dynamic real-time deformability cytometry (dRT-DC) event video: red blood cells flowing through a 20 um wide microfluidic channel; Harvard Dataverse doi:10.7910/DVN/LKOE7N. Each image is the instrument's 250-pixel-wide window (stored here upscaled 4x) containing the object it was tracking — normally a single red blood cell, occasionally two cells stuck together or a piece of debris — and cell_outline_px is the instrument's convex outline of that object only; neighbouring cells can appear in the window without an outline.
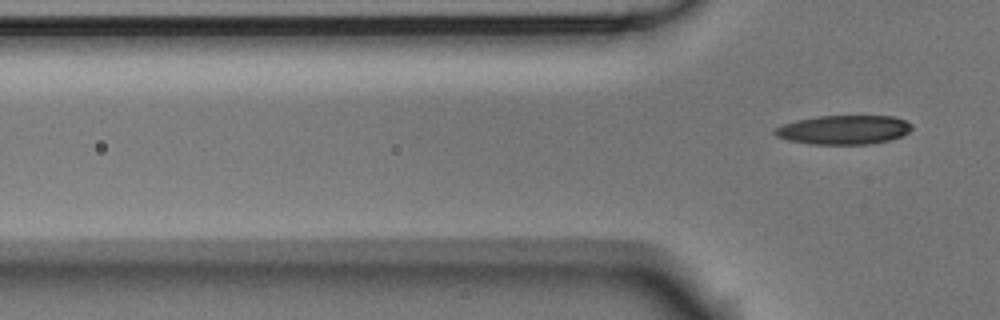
{"species": "Egyptian fruit bat (a non-hibernating species)", "species_latin": "Rousettus aegyptiacus", "temperature_condition": "room temperature", "stored_images_in_passage": 5, "camera_frame_rate_fps": 3000, "um_per_image_px": 0.085, "animal": {"sex": "male"}, "frame": {"image": 1, "passage_image": 5, "time_ms": 1.333, "image_size_px": [1000, 320], "cell_outline_px": [[912, 128], [908, 132], [892, 140], [872, 144], [812, 144], [788, 140], [776, 136], [772, 132], [772, 128], [796, 120], [816, 116], [892, 116], [904, 120], [912, 124]], "centroid_in_image_um": [71.69, 11.03], "position_along_channel_um": 54.1, "area_um2": 23.35}}